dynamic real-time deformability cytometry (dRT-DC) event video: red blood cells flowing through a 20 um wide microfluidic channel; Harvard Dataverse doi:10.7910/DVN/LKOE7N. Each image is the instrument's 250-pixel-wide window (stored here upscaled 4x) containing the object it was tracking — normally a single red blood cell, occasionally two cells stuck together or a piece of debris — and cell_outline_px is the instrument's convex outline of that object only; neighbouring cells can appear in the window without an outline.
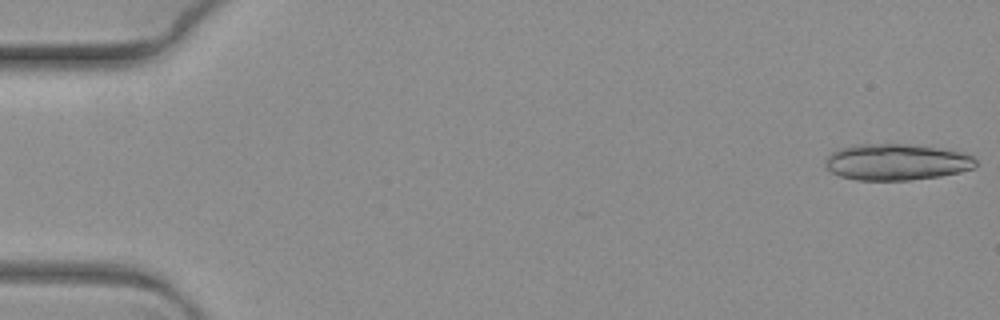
{"species": "common noctule bat (a hibernating species)", "species_latin": "Nyctalus noctula", "temperature_condition": "warm", "stored_images_in_passage": 11, "segment_of_instrument_passage": [1, 2], "camera_frame_rate_fps": 3000, "um_per_image_px": 0.085, "animal": {"sex": "female", "body_mass_g": 19.3, "forearm_length_mm": 54.1}, "frame": {"image": 1, "passage_image": 1, "time_ms": 0.0, "image_size_px": [1000, 320], "cell_outline_px": [[976, 164], [972, 168], [960, 172], [940, 176], [908, 180], [856, 180], [840, 176], [832, 172], [824, 164], [824, 160], [832, 152], [840, 148], [860, 144], [904, 144], [944, 148], [964, 152], [972, 156], [976, 160]], "centroid_in_image_um": [76.21, 13.77], "position_along_channel_um": 8.8, "area_um2": 31.91}}